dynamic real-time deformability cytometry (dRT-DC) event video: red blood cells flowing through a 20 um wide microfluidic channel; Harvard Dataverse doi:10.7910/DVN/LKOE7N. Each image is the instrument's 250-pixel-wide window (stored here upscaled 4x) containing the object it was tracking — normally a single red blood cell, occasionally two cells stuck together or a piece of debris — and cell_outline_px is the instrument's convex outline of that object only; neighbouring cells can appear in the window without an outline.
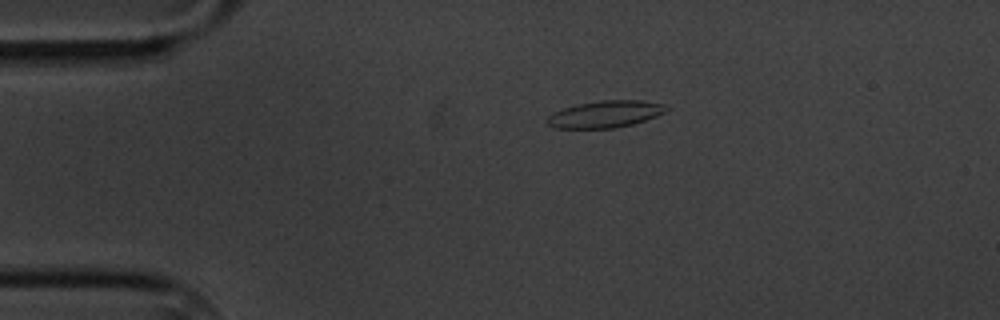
{"species": "common noctule bat (a hibernating species)", "species_latin": "Nyctalus noctula", "temperature_condition": "cold", "stored_images_in_passage": 7, "camera_frame_rate_fps": 3000, "um_per_image_px": 0.085, "animal": {"sex": "male", "body_mass_g": 20.1, "forearm_length_mm": 53.5}, "frame": {"image": 1, "passage_image": 1, "time_ms": 0.0, "image_size_px": [1000, 320], "cell_outline_px": [[672, 108], [656, 116], [632, 124], [616, 128], [552, 128], [544, 120], [552, 112], [576, 104], [600, 100], [640, 100], [660, 104]], "centroid_in_image_um": [51.39, 9.7], "position_along_channel_um": 33.6, "area_um2": 18.73}}
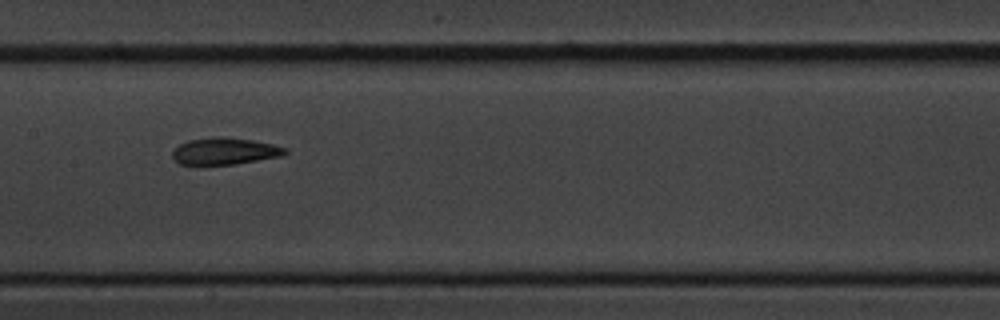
{"frame": {"image": 2, "passage_image": 6, "time_ms": 5.667, "image_size_px": [1000, 320], "cell_outline_px": [[288, 152], [280, 156], [236, 164], [180, 164], [172, 156], [172, 152], [180, 144], [188, 140], [212, 136], [220, 136], [252, 140], [272, 144], [288, 148]], "centroid_in_image_um": [19.11, 12.83], "position_along_channel_um": 188.3, "area_um2": 17.51}}
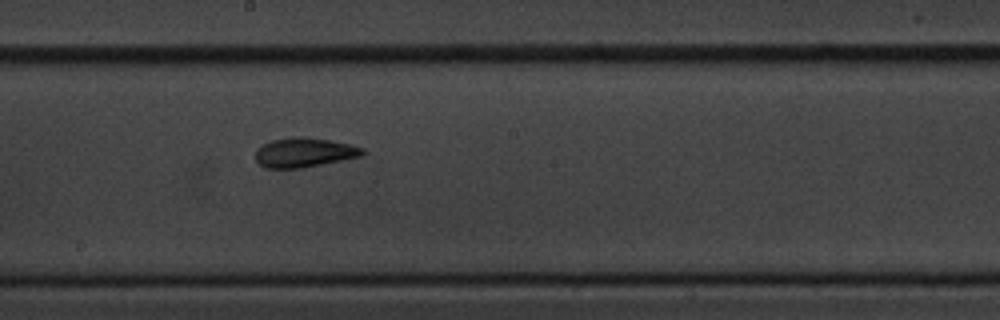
{"frame": {"image": 3, "passage_image": 7, "time_ms": 6.667, "image_size_px": [1000, 320], "cell_outline_px": [[364, 156], [304, 168], [264, 168], [256, 160], [256, 148], [272, 140], [296, 136], [304, 136], [328, 140], [348, 144], [364, 148]], "centroid_in_image_um": [25.87, 12.97], "position_along_channel_um": 222.3, "area_um2": 18.5}}